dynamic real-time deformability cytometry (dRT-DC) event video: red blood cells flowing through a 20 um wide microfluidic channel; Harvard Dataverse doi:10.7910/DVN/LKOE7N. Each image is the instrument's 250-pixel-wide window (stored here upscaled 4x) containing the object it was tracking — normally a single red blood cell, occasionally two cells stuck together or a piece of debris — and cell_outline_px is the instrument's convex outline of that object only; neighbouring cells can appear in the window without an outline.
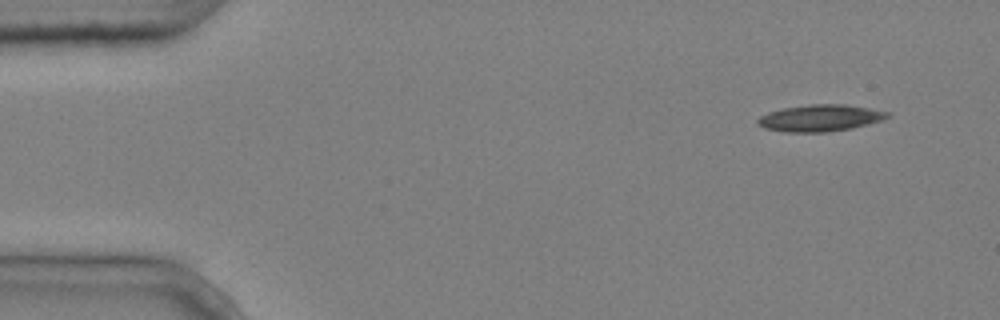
{"species": "common noctule bat (a hibernating species)", "species_latin": "Nyctalus noctula", "temperature_condition": "cold", "stored_images_in_passage": 4, "camera_frame_rate_fps": 3000, "um_per_image_px": 0.085, "animal": {"sex": "male", "body_mass_g": 20.4}, "frame": {"image": 1, "passage_image": 1, "time_ms": 0.0, "image_size_px": [1000, 320], "cell_outline_px": [[892, 116], [868, 124], [852, 128], [824, 132], [788, 132], [764, 128], [756, 124], [756, 120], [760, 116], [768, 112], [784, 108], [812, 104], [844, 104], [892, 112]], "centroid_in_image_um": [69.72, 10.03], "position_along_channel_um": 15.3, "area_um2": 20.17}}
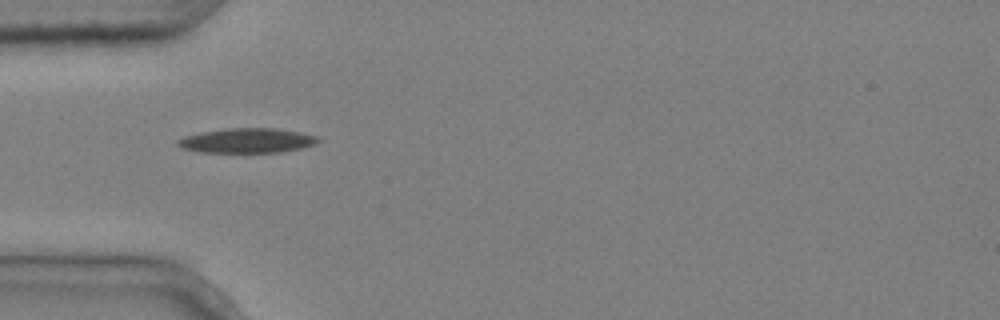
{"frame": {"image": 2, "passage_image": 4, "time_ms": 1.0, "image_size_px": [1000, 320], "cell_outline_px": [[320, 140], [316, 144], [304, 148], [280, 152], [200, 152], [180, 148], [176, 144], [176, 140], [184, 136], [200, 132], [228, 128], [276, 128], [300, 132], [316, 136]], "centroid_in_image_um": [20.98, 11.95], "position_along_channel_um": 64.0, "area_um2": 20.35}}